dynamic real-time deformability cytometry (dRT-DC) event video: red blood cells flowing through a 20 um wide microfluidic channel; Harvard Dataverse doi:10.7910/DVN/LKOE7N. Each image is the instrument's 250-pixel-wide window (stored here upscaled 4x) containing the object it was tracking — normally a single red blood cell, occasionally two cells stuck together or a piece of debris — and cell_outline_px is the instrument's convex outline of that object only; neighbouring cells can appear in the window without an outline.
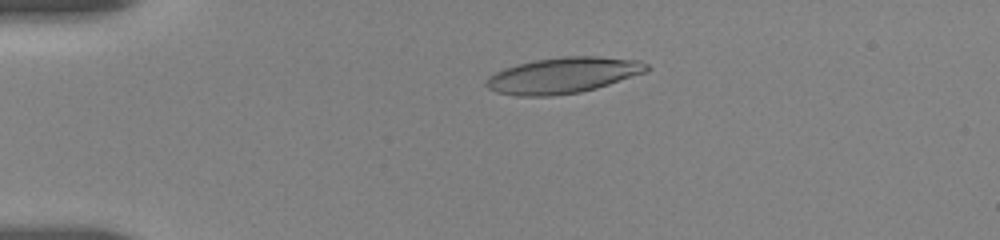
{"species": "human", "species_latin": "Homo sapiens", "temperature_condition": "room temperature", "stored_images_in_passage": 22, "camera_frame_rate_fps": 3000, "um_per_image_px": 0.085, "donor": {"sex": "female"}, "frame": {"image": 1, "passage_image": 1, "time_ms": 0.0, "image_size_px": [1000, 240], "cell_outline_px": [[652, 68], [644, 72], [596, 88], [580, 92], [552, 96], [516, 96], [496, 92], [488, 88], [484, 84], [488, 76], [504, 68], [516, 64], [536, 60], [560, 56], [600, 56], [640, 60], [648, 64]], "centroid_in_image_um": [47.84, 6.39], "position_along_channel_um": 37.2, "area_um2": 33.64}}
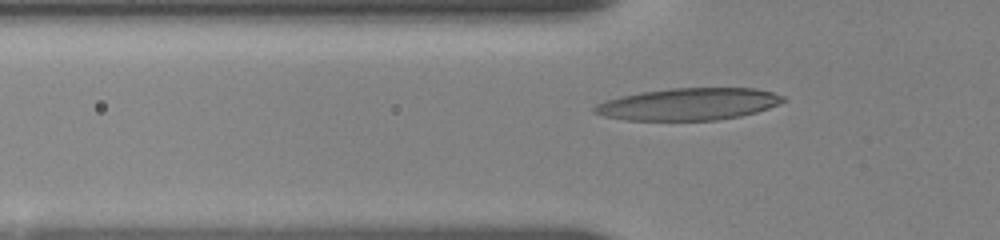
{"frame": {"image": 2, "passage_image": 14, "time_ms": 2.0, "image_size_px": [1000, 240], "cell_outline_px": [[788, 100], [768, 108], [756, 112], [740, 116], [716, 120], [624, 120], [604, 116], [592, 112], [592, 108], [596, 104], [604, 100], [620, 96], [640, 92], [672, 88], [756, 88], [772, 92], [784, 96]], "centroid_in_image_um": [58.51, 8.85], "position_along_channel_um": 67.3, "area_um2": 35.43}}
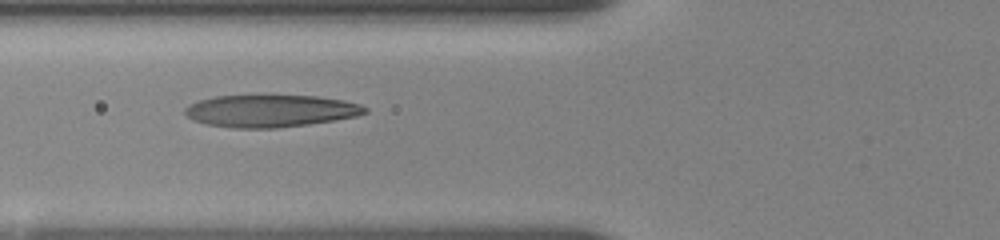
{"frame": {"image": 3, "passage_image": 21, "time_ms": 3.0, "image_size_px": [1000, 240], "cell_outline_px": [[368, 112], [356, 116], [308, 124], [276, 128], [232, 128], [208, 124], [192, 120], [184, 112], [184, 108], [188, 104], [200, 100], [216, 96], [316, 96], [344, 100], [360, 104], [368, 108]], "centroid_in_image_um": [22.98, 9.43], "position_along_channel_um": 102.8, "area_um2": 33.64}}